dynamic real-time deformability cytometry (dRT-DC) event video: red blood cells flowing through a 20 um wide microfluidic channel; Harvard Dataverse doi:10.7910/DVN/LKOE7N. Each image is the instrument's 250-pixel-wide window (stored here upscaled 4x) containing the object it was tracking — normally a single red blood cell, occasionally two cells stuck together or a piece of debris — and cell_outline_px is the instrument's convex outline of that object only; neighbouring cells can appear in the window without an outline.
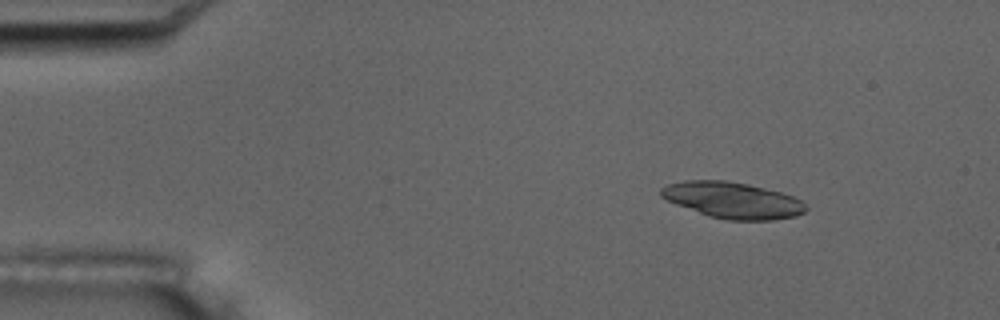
{"species": "common noctule bat (a hibernating species)", "species_latin": "Nyctalus noctula", "temperature_condition": "room temperature", "stored_images_in_passage": 4, "camera_frame_rate_fps": 3000, "um_per_image_px": 0.085, "animal": {"sex": "male", "body_mass_g": 17.5, "forearm_length_mm": 52.3}, "frame": {"image": 1, "passage_image": 2, "time_ms": 1.0, "image_size_px": [1000, 320], "cell_outline_px": [[808, 208], [804, 212], [796, 216], [772, 220], [728, 220], [708, 216], [676, 204], [660, 196], [660, 188], [668, 184], [684, 180], [728, 180], [748, 184], [780, 192], [792, 196], [800, 200]], "centroid_in_image_um": [62.26, 17.01], "position_along_channel_um": 22.7, "area_um2": 30.52}}